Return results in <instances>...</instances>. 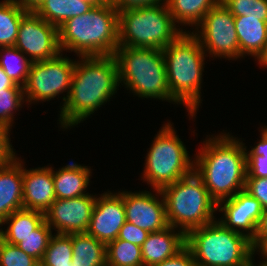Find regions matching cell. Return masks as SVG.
I'll use <instances>...</instances> for the list:
<instances>
[{
	"mask_svg": "<svg viewBox=\"0 0 267 266\" xmlns=\"http://www.w3.org/2000/svg\"><path fill=\"white\" fill-rule=\"evenodd\" d=\"M118 66L113 55L77 57L69 95L57 125L62 131L79 127L118 94ZM79 125V126H78Z\"/></svg>",
	"mask_w": 267,
	"mask_h": 266,
	"instance_id": "6da1fadb",
	"label": "cell"
},
{
	"mask_svg": "<svg viewBox=\"0 0 267 266\" xmlns=\"http://www.w3.org/2000/svg\"><path fill=\"white\" fill-rule=\"evenodd\" d=\"M232 134L224 129L206 134L194 154V172L217 204L245 188L246 143Z\"/></svg>",
	"mask_w": 267,
	"mask_h": 266,
	"instance_id": "7a4b0ae2",
	"label": "cell"
},
{
	"mask_svg": "<svg viewBox=\"0 0 267 266\" xmlns=\"http://www.w3.org/2000/svg\"><path fill=\"white\" fill-rule=\"evenodd\" d=\"M163 55L171 96L185 107L189 120L195 122L196 114L202 108L203 73L208 56L190 32H183L166 46Z\"/></svg>",
	"mask_w": 267,
	"mask_h": 266,
	"instance_id": "3957f363",
	"label": "cell"
},
{
	"mask_svg": "<svg viewBox=\"0 0 267 266\" xmlns=\"http://www.w3.org/2000/svg\"><path fill=\"white\" fill-rule=\"evenodd\" d=\"M119 12L108 0L59 27V45L75 57L110 56L119 47Z\"/></svg>",
	"mask_w": 267,
	"mask_h": 266,
	"instance_id": "277c9868",
	"label": "cell"
},
{
	"mask_svg": "<svg viewBox=\"0 0 267 266\" xmlns=\"http://www.w3.org/2000/svg\"><path fill=\"white\" fill-rule=\"evenodd\" d=\"M118 66L120 88L132 97L180 104L171 96L163 50L139 47H118L114 54Z\"/></svg>",
	"mask_w": 267,
	"mask_h": 266,
	"instance_id": "5b68a950",
	"label": "cell"
},
{
	"mask_svg": "<svg viewBox=\"0 0 267 266\" xmlns=\"http://www.w3.org/2000/svg\"><path fill=\"white\" fill-rule=\"evenodd\" d=\"M174 127L169 119L163 122L143 157L144 167L138 180L151 189L161 190L194 171V154H189Z\"/></svg>",
	"mask_w": 267,
	"mask_h": 266,
	"instance_id": "8992f818",
	"label": "cell"
},
{
	"mask_svg": "<svg viewBox=\"0 0 267 266\" xmlns=\"http://www.w3.org/2000/svg\"><path fill=\"white\" fill-rule=\"evenodd\" d=\"M186 246L198 266H251L254 250L245 235L226 228L217 219L186 234Z\"/></svg>",
	"mask_w": 267,
	"mask_h": 266,
	"instance_id": "52a82bcc",
	"label": "cell"
},
{
	"mask_svg": "<svg viewBox=\"0 0 267 266\" xmlns=\"http://www.w3.org/2000/svg\"><path fill=\"white\" fill-rule=\"evenodd\" d=\"M160 191L168 225L185 234L217 219V203L194 171Z\"/></svg>",
	"mask_w": 267,
	"mask_h": 266,
	"instance_id": "ba28073f",
	"label": "cell"
},
{
	"mask_svg": "<svg viewBox=\"0 0 267 266\" xmlns=\"http://www.w3.org/2000/svg\"><path fill=\"white\" fill-rule=\"evenodd\" d=\"M182 33L167 4L130 8L119 12V47L163 50Z\"/></svg>",
	"mask_w": 267,
	"mask_h": 266,
	"instance_id": "9c48e42d",
	"label": "cell"
},
{
	"mask_svg": "<svg viewBox=\"0 0 267 266\" xmlns=\"http://www.w3.org/2000/svg\"><path fill=\"white\" fill-rule=\"evenodd\" d=\"M66 55L68 54L61 52L54 58L31 63L27 81L23 86L28 108L33 104L61 99L58 107L59 111L62 109L70 92L76 61V58L71 59Z\"/></svg>",
	"mask_w": 267,
	"mask_h": 266,
	"instance_id": "30bf717a",
	"label": "cell"
},
{
	"mask_svg": "<svg viewBox=\"0 0 267 266\" xmlns=\"http://www.w3.org/2000/svg\"><path fill=\"white\" fill-rule=\"evenodd\" d=\"M191 33L199 40L209 57L207 61L214 59L221 61L225 59V62L228 60L230 63L240 61L234 15L221 1L205 15Z\"/></svg>",
	"mask_w": 267,
	"mask_h": 266,
	"instance_id": "8fae6325",
	"label": "cell"
},
{
	"mask_svg": "<svg viewBox=\"0 0 267 266\" xmlns=\"http://www.w3.org/2000/svg\"><path fill=\"white\" fill-rule=\"evenodd\" d=\"M14 46L31 62L54 58L62 52L59 28L43 20L36 12H27L21 18Z\"/></svg>",
	"mask_w": 267,
	"mask_h": 266,
	"instance_id": "7c38bea8",
	"label": "cell"
},
{
	"mask_svg": "<svg viewBox=\"0 0 267 266\" xmlns=\"http://www.w3.org/2000/svg\"><path fill=\"white\" fill-rule=\"evenodd\" d=\"M149 190L146 191V188L145 190L139 189V191L123 189V204L126 221L152 233L161 231L169 225L161 191Z\"/></svg>",
	"mask_w": 267,
	"mask_h": 266,
	"instance_id": "4fadbf2b",
	"label": "cell"
},
{
	"mask_svg": "<svg viewBox=\"0 0 267 266\" xmlns=\"http://www.w3.org/2000/svg\"><path fill=\"white\" fill-rule=\"evenodd\" d=\"M96 198L93 192L71 199H56L44 213L45 221L57 234L86 233Z\"/></svg>",
	"mask_w": 267,
	"mask_h": 266,
	"instance_id": "5bb4252c",
	"label": "cell"
},
{
	"mask_svg": "<svg viewBox=\"0 0 267 266\" xmlns=\"http://www.w3.org/2000/svg\"><path fill=\"white\" fill-rule=\"evenodd\" d=\"M126 222L123 189L97 194L86 233L107 245L117 239Z\"/></svg>",
	"mask_w": 267,
	"mask_h": 266,
	"instance_id": "9a60e30c",
	"label": "cell"
},
{
	"mask_svg": "<svg viewBox=\"0 0 267 266\" xmlns=\"http://www.w3.org/2000/svg\"><path fill=\"white\" fill-rule=\"evenodd\" d=\"M263 211L261 203L247 191L242 190L217 204V215L221 216L217 217V220L226 228L252 240Z\"/></svg>",
	"mask_w": 267,
	"mask_h": 266,
	"instance_id": "2e32d148",
	"label": "cell"
},
{
	"mask_svg": "<svg viewBox=\"0 0 267 266\" xmlns=\"http://www.w3.org/2000/svg\"><path fill=\"white\" fill-rule=\"evenodd\" d=\"M25 163L23 159V208L45 213L56 200L52 165L28 169Z\"/></svg>",
	"mask_w": 267,
	"mask_h": 266,
	"instance_id": "e0dca14e",
	"label": "cell"
},
{
	"mask_svg": "<svg viewBox=\"0 0 267 266\" xmlns=\"http://www.w3.org/2000/svg\"><path fill=\"white\" fill-rule=\"evenodd\" d=\"M186 246V234L177 228L149 233L141 246L143 266H153L176 255Z\"/></svg>",
	"mask_w": 267,
	"mask_h": 266,
	"instance_id": "ac0fdd59",
	"label": "cell"
},
{
	"mask_svg": "<svg viewBox=\"0 0 267 266\" xmlns=\"http://www.w3.org/2000/svg\"><path fill=\"white\" fill-rule=\"evenodd\" d=\"M69 162L56 169L52 166L56 199H71L90 194L87 190H90L89 186L92 184L93 169L74 160Z\"/></svg>",
	"mask_w": 267,
	"mask_h": 266,
	"instance_id": "d6986e66",
	"label": "cell"
},
{
	"mask_svg": "<svg viewBox=\"0 0 267 266\" xmlns=\"http://www.w3.org/2000/svg\"><path fill=\"white\" fill-rule=\"evenodd\" d=\"M23 208V159L0 165V216L7 218Z\"/></svg>",
	"mask_w": 267,
	"mask_h": 266,
	"instance_id": "ffe728a7",
	"label": "cell"
},
{
	"mask_svg": "<svg viewBox=\"0 0 267 266\" xmlns=\"http://www.w3.org/2000/svg\"><path fill=\"white\" fill-rule=\"evenodd\" d=\"M240 60L245 57L257 61L267 45V21L248 16H234Z\"/></svg>",
	"mask_w": 267,
	"mask_h": 266,
	"instance_id": "44dd1931",
	"label": "cell"
},
{
	"mask_svg": "<svg viewBox=\"0 0 267 266\" xmlns=\"http://www.w3.org/2000/svg\"><path fill=\"white\" fill-rule=\"evenodd\" d=\"M221 0H166L169 12L183 32H192ZM190 29H189V28Z\"/></svg>",
	"mask_w": 267,
	"mask_h": 266,
	"instance_id": "7402d4cb",
	"label": "cell"
},
{
	"mask_svg": "<svg viewBox=\"0 0 267 266\" xmlns=\"http://www.w3.org/2000/svg\"><path fill=\"white\" fill-rule=\"evenodd\" d=\"M74 266H107L106 245L87 233L72 234Z\"/></svg>",
	"mask_w": 267,
	"mask_h": 266,
	"instance_id": "603a6c76",
	"label": "cell"
},
{
	"mask_svg": "<svg viewBox=\"0 0 267 266\" xmlns=\"http://www.w3.org/2000/svg\"><path fill=\"white\" fill-rule=\"evenodd\" d=\"M93 7L84 0H46L36 13L43 20L59 28L68 19L80 16Z\"/></svg>",
	"mask_w": 267,
	"mask_h": 266,
	"instance_id": "cb8c5ba5",
	"label": "cell"
},
{
	"mask_svg": "<svg viewBox=\"0 0 267 266\" xmlns=\"http://www.w3.org/2000/svg\"><path fill=\"white\" fill-rule=\"evenodd\" d=\"M45 221V214L35 210L20 209L6 218L3 241L17 245Z\"/></svg>",
	"mask_w": 267,
	"mask_h": 266,
	"instance_id": "d4e9b609",
	"label": "cell"
},
{
	"mask_svg": "<svg viewBox=\"0 0 267 266\" xmlns=\"http://www.w3.org/2000/svg\"><path fill=\"white\" fill-rule=\"evenodd\" d=\"M26 13L14 0L0 1V47L15 45L21 18Z\"/></svg>",
	"mask_w": 267,
	"mask_h": 266,
	"instance_id": "484cf974",
	"label": "cell"
},
{
	"mask_svg": "<svg viewBox=\"0 0 267 266\" xmlns=\"http://www.w3.org/2000/svg\"><path fill=\"white\" fill-rule=\"evenodd\" d=\"M31 63L15 46L0 47V67L15 84L25 85Z\"/></svg>",
	"mask_w": 267,
	"mask_h": 266,
	"instance_id": "4316f807",
	"label": "cell"
},
{
	"mask_svg": "<svg viewBox=\"0 0 267 266\" xmlns=\"http://www.w3.org/2000/svg\"><path fill=\"white\" fill-rule=\"evenodd\" d=\"M107 266H143L141 246L116 239L106 245Z\"/></svg>",
	"mask_w": 267,
	"mask_h": 266,
	"instance_id": "83f0119b",
	"label": "cell"
},
{
	"mask_svg": "<svg viewBox=\"0 0 267 266\" xmlns=\"http://www.w3.org/2000/svg\"><path fill=\"white\" fill-rule=\"evenodd\" d=\"M72 234L54 233L40 261V266L69 265L73 257Z\"/></svg>",
	"mask_w": 267,
	"mask_h": 266,
	"instance_id": "f1b7e54d",
	"label": "cell"
},
{
	"mask_svg": "<svg viewBox=\"0 0 267 266\" xmlns=\"http://www.w3.org/2000/svg\"><path fill=\"white\" fill-rule=\"evenodd\" d=\"M23 87L16 84L14 87L0 91V123L12 130L15 128V115L23 107H27ZM18 112V113H17Z\"/></svg>",
	"mask_w": 267,
	"mask_h": 266,
	"instance_id": "f546056e",
	"label": "cell"
},
{
	"mask_svg": "<svg viewBox=\"0 0 267 266\" xmlns=\"http://www.w3.org/2000/svg\"><path fill=\"white\" fill-rule=\"evenodd\" d=\"M53 234V230L48 226L46 221H44L37 229L31 232V234L22 238V241L19 242L17 246L26 254L33 256L40 262Z\"/></svg>",
	"mask_w": 267,
	"mask_h": 266,
	"instance_id": "4dcf8cb0",
	"label": "cell"
},
{
	"mask_svg": "<svg viewBox=\"0 0 267 266\" xmlns=\"http://www.w3.org/2000/svg\"><path fill=\"white\" fill-rule=\"evenodd\" d=\"M234 16H248L267 21V0H221Z\"/></svg>",
	"mask_w": 267,
	"mask_h": 266,
	"instance_id": "1f68e13d",
	"label": "cell"
},
{
	"mask_svg": "<svg viewBox=\"0 0 267 266\" xmlns=\"http://www.w3.org/2000/svg\"><path fill=\"white\" fill-rule=\"evenodd\" d=\"M0 266H40V262L17 245L0 241Z\"/></svg>",
	"mask_w": 267,
	"mask_h": 266,
	"instance_id": "d6a6232c",
	"label": "cell"
},
{
	"mask_svg": "<svg viewBox=\"0 0 267 266\" xmlns=\"http://www.w3.org/2000/svg\"><path fill=\"white\" fill-rule=\"evenodd\" d=\"M11 131L0 123V165L11 163L19 155L12 144L13 140H11L10 136L13 131Z\"/></svg>",
	"mask_w": 267,
	"mask_h": 266,
	"instance_id": "836d02e7",
	"label": "cell"
},
{
	"mask_svg": "<svg viewBox=\"0 0 267 266\" xmlns=\"http://www.w3.org/2000/svg\"><path fill=\"white\" fill-rule=\"evenodd\" d=\"M245 191L255 197L267 209V178H246Z\"/></svg>",
	"mask_w": 267,
	"mask_h": 266,
	"instance_id": "e575fe53",
	"label": "cell"
},
{
	"mask_svg": "<svg viewBox=\"0 0 267 266\" xmlns=\"http://www.w3.org/2000/svg\"><path fill=\"white\" fill-rule=\"evenodd\" d=\"M149 232L135 226L132 223L125 222L120 229L118 239L126 240L134 245L142 246L143 242L147 239Z\"/></svg>",
	"mask_w": 267,
	"mask_h": 266,
	"instance_id": "d590c367",
	"label": "cell"
},
{
	"mask_svg": "<svg viewBox=\"0 0 267 266\" xmlns=\"http://www.w3.org/2000/svg\"><path fill=\"white\" fill-rule=\"evenodd\" d=\"M246 178H267V158L262 156H246Z\"/></svg>",
	"mask_w": 267,
	"mask_h": 266,
	"instance_id": "8d00e7d4",
	"label": "cell"
},
{
	"mask_svg": "<svg viewBox=\"0 0 267 266\" xmlns=\"http://www.w3.org/2000/svg\"><path fill=\"white\" fill-rule=\"evenodd\" d=\"M153 266H198L191 250L185 246L173 257Z\"/></svg>",
	"mask_w": 267,
	"mask_h": 266,
	"instance_id": "74e56055",
	"label": "cell"
},
{
	"mask_svg": "<svg viewBox=\"0 0 267 266\" xmlns=\"http://www.w3.org/2000/svg\"><path fill=\"white\" fill-rule=\"evenodd\" d=\"M259 133V138L257 139L253 146H246V156H262L267 158V125H260L257 129Z\"/></svg>",
	"mask_w": 267,
	"mask_h": 266,
	"instance_id": "f35d334b",
	"label": "cell"
},
{
	"mask_svg": "<svg viewBox=\"0 0 267 266\" xmlns=\"http://www.w3.org/2000/svg\"><path fill=\"white\" fill-rule=\"evenodd\" d=\"M112 6L118 11L130 8H140L157 4H166V0H109Z\"/></svg>",
	"mask_w": 267,
	"mask_h": 266,
	"instance_id": "ab89813d",
	"label": "cell"
},
{
	"mask_svg": "<svg viewBox=\"0 0 267 266\" xmlns=\"http://www.w3.org/2000/svg\"><path fill=\"white\" fill-rule=\"evenodd\" d=\"M267 237V209L263 211L257 225L254 238L251 240L253 250Z\"/></svg>",
	"mask_w": 267,
	"mask_h": 266,
	"instance_id": "60d3db41",
	"label": "cell"
},
{
	"mask_svg": "<svg viewBox=\"0 0 267 266\" xmlns=\"http://www.w3.org/2000/svg\"><path fill=\"white\" fill-rule=\"evenodd\" d=\"M260 258L255 261V257ZM254 264L257 266H267V237L254 249Z\"/></svg>",
	"mask_w": 267,
	"mask_h": 266,
	"instance_id": "b9f144b4",
	"label": "cell"
},
{
	"mask_svg": "<svg viewBox=\"0 0 267 266\" xmlns=\"http://www.w3.org/2000/svg\"><path fill=\"white\" fill-rule=\"evenodd\" d=\"M26 12H36L46 0H14Z\"/></svg>",
	"mask_w": 267,
	"mask_h": 266,
	"instance_id": "7bdbcfd3",
	"label": "cell"
},
{
	"mask_svg": "<svg viewBox=\"0 0 267 266\" xmlns=\"http://www.w3.org/2000/svg\"><path fill=\"white\" fill-rule=\"evenodd\" d=\"M16 84L6 75L0 67V91L14 87Z\"/></svg>",
	"mask_w": 267,
	"mask_h": 266,
	"instance_id": "ee69618b",
	"label": "cell"
},
{
	"mask_svg": "<svg viewBox=\"0 0 267 266\" xmlns=\"http://www.w3.org/2000/svg\"><path fill=\"white\" fill-rule=\"evenodd\" d=\"M259 65V68L261 69V67L264 69H267V45H266V49L264 51V53L262 54V56L255 62Z\"/></svg>",
	"mask_w": 267,
	"mask_h": 266,
	"instance_id": "f6af8a7d",
	"label": "cell"
},
{
	"mask_svg": "<svg viewBox=\"0 0 267 266\" xmlns=\"http://www.w3.org/2000/svg\"><path fill=\"white\" fill-rule=\"evenodd\" d=\"M6 225V218L3 216H0V241L3 240V237L5 235V226Z\"/></svg>",
	"mask_w": 267,
	"mask_h": 266,
	"instance_id": "bcb514c9",
	"label": "cell"
},
{
	"mask_svg": "<svg viewBox=\"0 0 267 266\" xmlns=\"http://www.w3.org/2000/svg\"><path fill=\"white\" fill-rule=\"evenodd\" d=\"M89 3H91L93 6H100L102 4H105L108 0H84Z\"/></svg>",
	"mask_w": 267,
	"mask_h": 266,
	"instance_id": "7dc6e473",
	"label": "cell"
},
{
	"mask_svg": "<svg viewBox=\"0 0 267 266\" xmlns=\"http://www.w3.org/2000/svg\"><path fill=\"white\" fill-rule=\"evenodd\" d=\"M64 266H74V264L71 262L69 265H64Z\"/></svg>",
	"mask_w": 267,
	"mask_h": 266,
	"instance_id": "c3c4849f",
	"label": "cell"
}]
</instances>
